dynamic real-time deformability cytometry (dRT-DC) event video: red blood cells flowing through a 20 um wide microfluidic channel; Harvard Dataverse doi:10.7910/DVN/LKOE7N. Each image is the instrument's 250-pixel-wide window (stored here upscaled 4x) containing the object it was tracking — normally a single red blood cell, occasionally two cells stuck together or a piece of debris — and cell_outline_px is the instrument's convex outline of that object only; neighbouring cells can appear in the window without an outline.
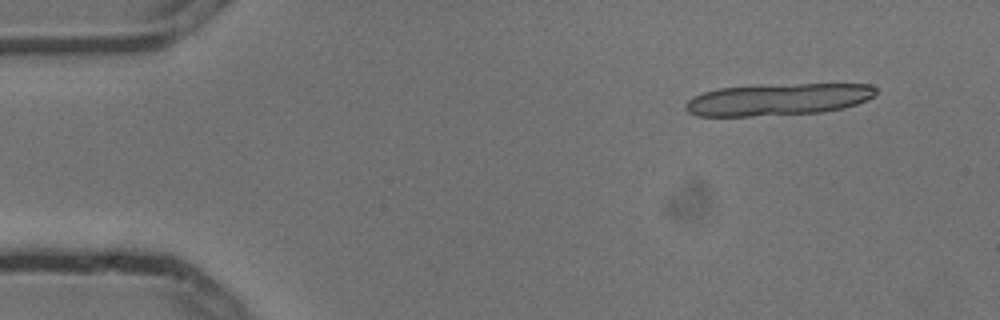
{"species": "common noctule bat (a hibernating species)", "species_latin": "Nyctalus noctula", "temperature_condition": "cold", "stored_images_in_passage": 6, "camera_frame_rate_fps": 3000, "um_per_image_px": 0.085, "animal": {"sex": "male", "body_mass_g": 13.3}, "frame": {"image": 1, "passage_image": 2, "time_ms": 0.333, "image_size_px": [1000, 320], "cell_outline_px": [[876, 92], [868, 100], [844, 108], [824, 112], [752, 116], [696, 116], [688, 112], [684, 108], [684, 104], [692, 96], [716, 88], [796, 84], [872, 84], [876, 88]], "centroid_in_image_um": [66.11, 8.46], "position_along_channel_um": 18.9, "area_um2": 35.43}}